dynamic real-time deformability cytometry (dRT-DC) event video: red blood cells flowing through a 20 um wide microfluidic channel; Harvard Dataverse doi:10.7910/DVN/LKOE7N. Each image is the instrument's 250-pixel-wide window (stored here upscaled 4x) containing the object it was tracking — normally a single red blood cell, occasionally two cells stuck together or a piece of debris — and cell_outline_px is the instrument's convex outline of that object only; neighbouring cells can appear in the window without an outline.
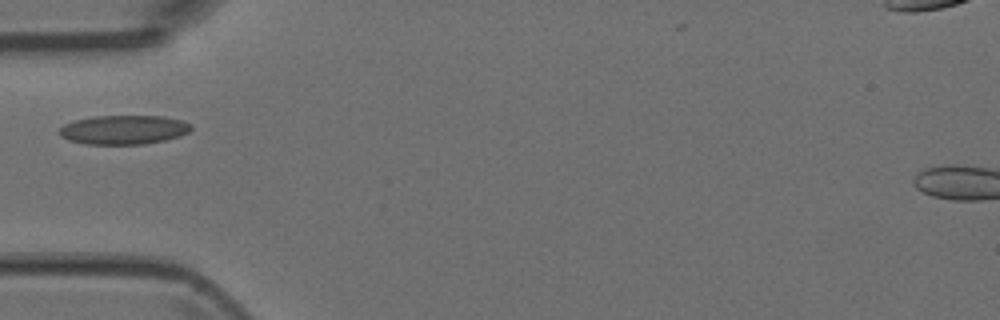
{"species": "Egyptian fruit bat (a non-hibernating species)", "species_latin": "Rousettus aegyptiacus", "temperature_condition": "room temperature", "stored_images_in_passage": 3, "camera_frame_rate_fps": 3000, "um_per_image_px": 0.085, "animal": {"sex": "female"}, "frame": {"image": 1, "passage_image": 1, "time_ms": 0.0, "image_size_px": [1000, 320], "cell_outline_px": [[192, 128], [188, 132], [180, 136], [164, 140], [144, 144], [84, 144], [68, 140], [60, 136], [60, 128], [64, 124], [76, 120], [92, 116], [164, 116], [184, 120], [192, 124]], "centroid_in_image_um": [10.54, 11.02], "position_along_channel_um": 74.5, "area_um2": 22.48}}
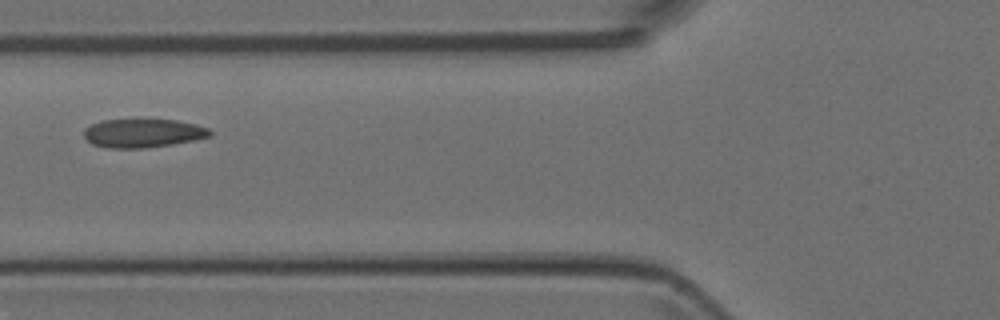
{"frame": {"image": 2, "passage_image": 2, "time_ms": 0.333, "image_size_px": [1000, 320], "cell_outline_px": [[212, 136], [172, 144], [144, 148], [108, 148], [92, 144], [84, 136], [84, 128], [92, 124], [104, 120], [136, 116], [176, 120], [196, 124], [208, 128], [212, 132]], "centroid_in_image_um": [12.14, 11.26], "position_along_channel_um": 113.7, "area_um2": 21.91}}
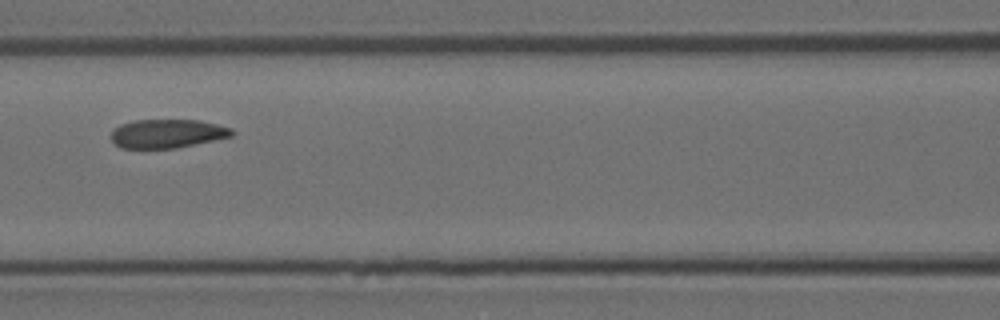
{"frame": {"image": 3, "passage_image": 3, "time_ms": 0.667, "image_size_px": [1000, 320], "cell_outline_px": [[236, 132], [232, 136], [176, 148], [120, 148], [112, 140], [112, 132], [120, 124], [136, 120], [200, 120], [232, 128]], "centroid_in_image_um": [14.25, 11.35], "position_along_channel_um": 152.4, "area_um2": 20.11}}